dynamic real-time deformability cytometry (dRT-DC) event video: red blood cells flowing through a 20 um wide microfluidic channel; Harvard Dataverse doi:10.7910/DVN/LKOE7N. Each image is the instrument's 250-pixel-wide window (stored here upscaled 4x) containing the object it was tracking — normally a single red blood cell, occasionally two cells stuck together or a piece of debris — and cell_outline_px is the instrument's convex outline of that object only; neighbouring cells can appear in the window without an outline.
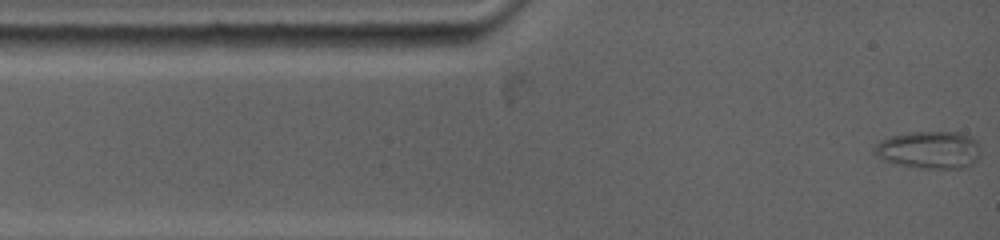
{"species": "common noctule bat (a hibernating species)", "species_latin": "Nyctalus noctula", "temperature_condition": "warm", "stored_images_in_passage": 6, "camera_frame_rate_fps": 5000, "um_per_image_px": 0.085, "animal": {"sex": "female", "body_mass_g": 19.0, "forearm_length_mm": 53.3}, "frame": {"image": 1, "passage_image": 1, "time_ms": 0.0, "image_size_px": [1000, 240], "cell_outline_px": [[980, 148], [976, 160], [972, 164], [964, 168], [920, 168], [880, 160], [872, 152], [876, 144], [880, 140], [888, 136], [908, 132], [960, 132], [972, 136], [980, 144]], "centroid_in_image_um": [78.96, 12.72], "position_along_channel_um": 6.0, "area_um2": 23.52}}
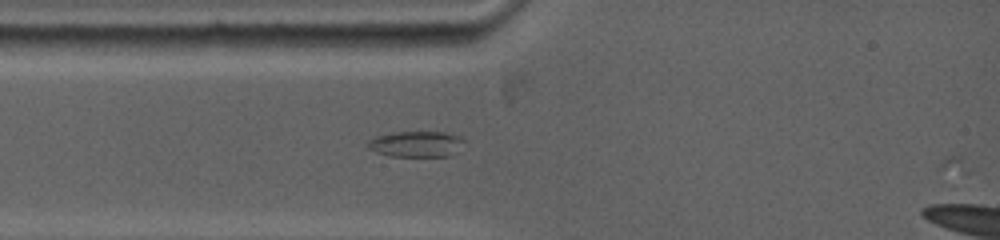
{"frame": {"image": 2, "passage_image": 5, "time_ms": 2.4, "image_size_px": [1000, 240], "cell_outline_px": [[468, 144], [452, 156], [392, 156], [376, 152], [368, 148], [368, 140], [376, 136], [392, 132], [444, 132], [460, 136]], "centroid_in_image_um": [35.46, 12.24], "position_along_channel_um": 49.5, "area_um2": 14.8}}